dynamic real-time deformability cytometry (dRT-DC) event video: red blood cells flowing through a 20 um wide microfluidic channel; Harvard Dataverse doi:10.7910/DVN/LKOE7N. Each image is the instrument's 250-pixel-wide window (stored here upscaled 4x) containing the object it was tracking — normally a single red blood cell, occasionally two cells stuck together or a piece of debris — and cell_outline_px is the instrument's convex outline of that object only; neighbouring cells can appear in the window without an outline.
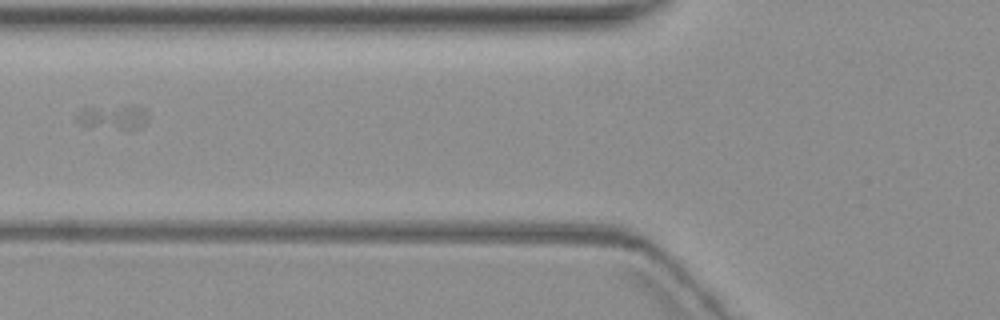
{"species": "common noctule bat (a hibernating species)", "species_latin": "Nyctalus noctula", "temperature_condition": "warm", "stored_images_in_passage": 2, "camera_frame_rate_fps": 3000, "um_per_image_px": 0.085, "animal": {"sex": "female", "body_mass_g": 19.3, "forearm_length_mm": 54.1}, "frame": {"image": 1, "passage_image": 2, "time_ms": 1.0, "image_size_px": [1000, 320], "cell_outline_px": [[148, 120], [140, 128], [132, 132], [124, 132], [80, 124], [76, 120], [76, 116], [84, 108], [128, 104], [140, 104], [148, 112]], "centroid_in_image_um": [9.75, 9.97], "position_along_channel_um": 116.1, "area_um2": 11.1}}